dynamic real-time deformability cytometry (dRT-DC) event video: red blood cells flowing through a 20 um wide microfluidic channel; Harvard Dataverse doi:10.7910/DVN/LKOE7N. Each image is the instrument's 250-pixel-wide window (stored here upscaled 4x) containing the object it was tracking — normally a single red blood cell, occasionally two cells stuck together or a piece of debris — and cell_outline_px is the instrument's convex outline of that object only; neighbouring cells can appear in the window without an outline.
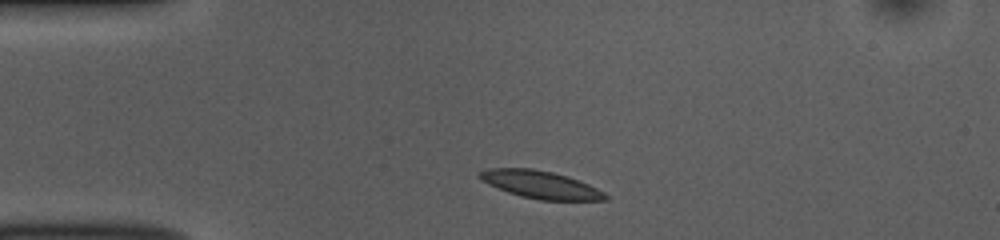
{"species": "common noctule bat (a hibernating species)", "species_latin": "Nyctalus noctula", "temperature_condition": "room temperature", "stored_images_in_passage": 35, "camera_frame_rate_fps": 3000, "um_per_image_px": 0.085, "animal": {"sex": "female", "body_mass_g": 10.0, "forearm_length_mm": 53.1}, "frame": {"image": 1, "passage_image": 3, "time_ms": 0.667, "image_size_px": [1000, 240], "cell_outline_px": [[608, 200], [540, 200], [520, 196], [508, 192], [488, 184], [480, 180], [476, 176], [476, 172], [488, 168], [532, 168], [552, 172], [568, 176], [588, 184], [604, 192], [608, 196]], "centroid_in_image_um": [45.89, 15.68], "position_along_channel_um": 39.1, "area_um2": 20.35}}
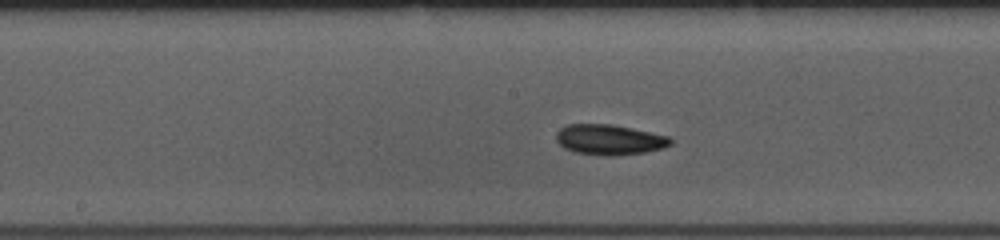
{"frame": {"image": 2, "passage_image": 18, "time_ms": 5.667, "image_size_px": [1000, 240], "cell_outline_px": [[672, 144], [664, 148], [644, 152], [616, 156], [604, 156], [576, 152], [564, 148], [556, 140], [556, 132], [560, 128], [568, 124], [612, 124], [668, 136], [672, 140]], "centroid_in_image_um": [51.79, 11.87], "position_along_channel_um": 196.4, "area_um2": 20.23}}
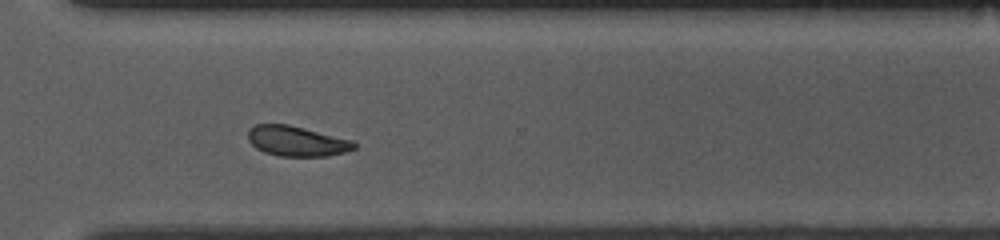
{"frame": {"image": 3, "passage_image": 30, "time_ms": 9.667, "image_size_px": [1000, 240], "cell_outline_px": [[356, 148], [344, 152], [328, 156], [280, 156], [264, 152], [256, 148], [248, 140], [248, 128], [256, 124], [288, 124], [352, 140], [356, 144]], "centroid_in_image_um": [25.2, 11.99], "position_along_channel_um": 345.4, "area_um2": 18.61}, "authors_computed_cell_mechanics": {"area_um2": 19.5942, "velocity_mm_per_s": 3.7241, "shape_relaxation_time_tau1_ms": 3.852, "shape_relaxation_time_tau2_ms": 2.7841, "deformation_change_tau1": 0.0875, "deformation_change_tau2": 0.0629}}